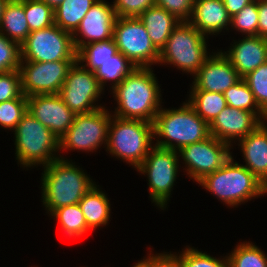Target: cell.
Segmentation results:
<instances>
[{"label": "cell", "instance_id": "5b68a950", "mask_svg": "<svg viewBox=\"0 0 267 267\" xmlns=\"http://www.w3.org/2000/svg\"><path fill=\"white\" fill-rule=\"evenodd\" d=\"M108 127L107 150L136 169L152 149L153 123L140 119H123L112 115Z\"/></svg>", "mask_w": 267, "mask_h": 267}, {"label": "cell", "instance_id": "ba28073f", "mask_svg": "<svg viewBox=\"0 0 267 267\" xmlns=\"http://www.w3.org/2000/svg\"><path fill=\"white\" fill-rule=\"evenodd\" d=\"M21 61L53 62L77 60L72 33L56 24L30 32L20 45Z\"/></svg>", "mask_w": 267, "mask_h": 267}, {"label": "cell", "instance_id": "d4e9b609", "mask_svg": "<svg viewBox=\"0 0 267 267\" xmlns=\"http://www.w3.org/2000/svg\"><path fill=\"white\" fill-rule=\"evenodd\" d=\"M98 0H64L55 10V24L70 33H73Z\"/></svg>", "mask_w": 267, "mask_h": 267}, {"label": "cell", "instance_id": "7402d4cb", "mask_svg": "<svg viewBox=\"0 0 267 267\" xmlns=\"http://www.w3.org/2000/svg\"><path fill=\"white\" fill-rule=\"evenodd\" d=\"M138 18L144 24L152 44L159 52L165 46L172 31L181 23L175 15L157 5L149 7Z\"/></svg>", "mask_w": 267, "mask_h": 267}, {"label": "cell", "instance_id": "8992f818", "mask_svg": "<svg viewBox=\"0 0 267 267\" xmlns=\"http://www.w3.org/2000/svg\"><path fill=\"white\" fill-rule=\"evenodd\" d=\"M14 132L16 159L24 167L35 164L45 166L62 158L53 154L59 152V138L28 111Z\"/></svg>", "mask_w": 267, "mask_h": 267}, {"label": "cell", "instance_id": "3957f363", "mask_svg": "<svg viewBox=\"0 0 267 267\" xmlns=\"http://www.w3.org/2000/svg\"><path fill=\"white\" fill-rule=\"evenodd\" d=\"M156 146L179 151L181 148L207 139L210 136L209 124L204 121L187 102L179 109H163L153 122Z\"/></svg>", "mask_w": 267, "mask_h": 267}, {"label": "cell", "instance_id": "44dd1931", "mask_svg": "<svg viewBox=\"0 0 267 267\" xmlns=\"http://www.w3.org/2000/svg\"><path fill=\"white\" fill-rule=\"evenodd\" d=\"M262 123L256 130L240 139L239 146L246 165L260 181L267 175V126Z\"/></svg>", "mask_w": 267, "mask_h": 267}, {"label": "cell", "instance_id": "d6a6232c", "mask_svg": "<svg viewBox=\"0 0 267 267\" xmlns=\"http://www.w3.org/2000/svg\"><path fill=\"white\" fill-rule=\"evenodd\" d=\"M248 84L260 110L267 116V62L243 78Z\"/></svg>", "mask_w": 267, "mask_h": 267}, {"label": "cell", "instance_id": "8d00e7d4", "mask_svg": "<svg viewBox=\"0 0 267 267\" xmlns=\"http://www.w3.org/2000/svg\"><path fill=\"white\" fill-rule=\"evenodd\" d=\"M20 45L0 33V74L19 70Z\"/></svg>", "mask_w": 267, "mask_h": 267}, {"label": "cell", "instance_id": "74e56055", "mask_svg": "<svg viewBox=\"0 0 267 267\" xmlns=\"http://www.w3.org/2000/svg\"><path fill=\"white\" fill-rule=\"evenodd\" d=\"M22 94L19 70L0 74V103L19 98Z\"/></svg>", "mask_w": 267, "mask_h": 267}, {"label": "cell", "instance_id": "9a60e30c", "mask_svg": "<svg viewBox=\"0 0 267 267\" xmlns=\"http://www.w3.org/2000/svg\"><path fill=\"white\" fill-rule=\"evenodd\" d=\"M265 120L267 116L263 112H250L226 106L209 124L210 135L231 146L234 139L244 138Z\"/></svg>", "mask_w": 267, "mask_h": 267}, {"label": "cell", "instance_id": "7bdbcfd3", "mask_svg": "<svg viewBox=\"0 0 267 267\" xmlns=\"http://www.w3.org/2000/svg\"><path fill=\"white\" fill-rule=\"evenodd\" d=\"M252 1L253 0H223L224 6L231 17L236 13L240 12L246 5H248Z\"/></svg>", "mask_w": 267, "mask_h": 267}, {"label": "cell", "instance_id": "52a82bcc", "mask_svg": "<svg viewBox=\"0 0 267 267\" xmlns=\"http://www.w3.org/2000/svg\"><path fill=\"white\" fill-rule=\"evenodd\" d=\"M208 57L205 36L188 21H181L159 52L160 63L173 64L194 75Z\"/></svg>", "mask_w": 267, "mask_h": 267}, {"label": "cell", "instance_id": "1f68e13d", "mask_svg": "<svg viewBox=\"0 0 267 267\" xmlns=\"http://www.w3.org/2000/svg\"><path fill=\"white\" fill-rule=\"evenodd\" d=\"M223 95L226 99L227 106L250 112H262L248 84L243 78L228 88Z\"/></svg>", "mask_w": 267, "mask_h": 267}, {"label": "cell", "instance_id": "cb8c5ba5", "mask_svg": "<svg viewBox=\"0 0 267 267\" xmlns=\"http://www.w3.org/2000/svg\"><path fill=\"white\" fill-rule=\"evenodd\" d=\"M87 226L92 230L106 225L110 219V202L95 185L79 201Z\"/></svg>", "mask_w": 267, "mask_h": 267}, {"label": "cell", "instance_id": "4dcf8cb0", "mask_svg": "<svg viewBox=\"0 0 267 267\" xmlns=\"http://www.w3.org/2000/svg\"><path fill=\"white\" fill-rule=\"evenodd\" d=\"M24 12L30 32L55 24L54 9L40 0H24Z\"/></svg>", "mask_w": 267, "mask_h": 267}, {"label": "cell", "instance_id": "484cf974", "mask_svg": "<svg viewBox=\"0 0 267 267\" xmlns=\"http://www.w3.org/2000/svg\"><path fill=\"white\" fill-rule=\"evenodd\" d=\"M188 103L208 124L227 106L223 93L191 90Z\"/></svg>", "mask_w": 267, "mask_h": 267}, {"label": "cell", "instance_id": "8fae6325", "mask_svg": "<svg viewBox=\"0 0 267 267\" xmlns=\"http://www.w3.org/2000/svg\"><path fill=\"white\" fill-rule=\"evenodd\" d=\"M79 64L77 60L73 63L58 92L59 97L75 115L91 113L102 108L93 105L103 91L95 72L83 65L78 66Z\"/></svg>", "mask_w": 267, "mask_h": 267}, {"label": "cell", "instance_id": "277c9868", "mask_svg": "<svg viewBox=\"0 0 267 267\" xmlns=\"http://www.w3.org/2000/svg\"><path fill=\"white\" fill-rule=\"evenodd\" d=\"M198 183L233 207L266 194L261 181L244 165L234 162L232 155L221 168L205 175Z\"/></svg>", "mask_w": 267, "mask_h": 267}, {"label": "cell", "instance_id": "5bb4252c", "mask_svg": "<svg viewBox=\"0 0 267 267\" xmlns=\"http://www.w3.org/2000/svg\"><path fill=\"white\" fill-rule=\"evenodd\" d=\"M230 147L228 143L210 135L203 141L181 148L178 154L179 157L182 156L186 164L189 177L198 182L205 175L223 166L231 157Z\"/></svg>", "mask_w": 267, "mask_h": 267}, {"label": "cell", "instance_id": "7dc6e473", "mask_svg": "<svg viewBox=\"0 0 267 267\" xmlns=\"http://www.w3.org/2000/svg\"><path fill=\"white\" fill-rule=\"evenodd\" d=\"M261 187L267 193V175L261 180Z\"/></svg>", "mask_w": 267, "mask_h": 267}, {"label": "cell", "instance_id": "6da1fadb", "mask_svg": "<svg viewBox=\"0 0 267 267\" xmlns=\"http://www.w3.org/2000/svg\"><path fill=\"white\" fill-rule=\"evenodd\" d=\"M152 68L136 67L113 91L118 107L114 116L153 123L159 110L160 87Z\"/></svg>", "mask_w": 267, "mask_h": 267}, {"label": "cell", "instance_id": "836d02e7", "mask_svg": "<svg viewBox=\"0 0 267 267\" xmlns=\"http://www.w3.org/2000/svg\"><path fill=\"white\" fill-rule=\"evenodd\" d=\"M27 113V96L22 94L19 98L0 103V125L6 129L14 130L22 117Z\"/></svg>", "mask_w": 267, "mask_h": 267}, {"label": "cell", "instance_id": "30bf717a", "mask_svg": "<svg viewBox=\"0 0 267 267\" xmlns=\"http://www.w3.org/2000/svg\"><path fill=\"white\" fill-rule=\"evenodd\" d=\"M178 151L154 146L137 168L148 175L150 197L160 208L164 209L169 200L178 172Z\"/></svg>", "mask_w": 267, "mask_h": 267}, {"label": "cell", "instance_id": "bcb514c9", "mask_svg": "<svg viewBox=\"0 0 267 267\" xmlns=\"http://www.w3.org/2000/svg\"><path fill=\"white\" fill-rule=\"evenodd\" d=\"M8 2L9 0H0V23H1L4 8Z\"/></svg>", "mask_w": 267, "mask_h": 267}, {"label": "cell", "instance_id": "f546056e", "mask_svg": "<svg viewBox=\"0 0 267 267\" xmlns=\"http://www.w3.org/2000/svg\"><path fill=\"white\" fill-rule=\"evenodd\" d=\"M227 257L229 267H267L265 253L249 242L237 245Z\"/></svg>", "mask_w": 267, "mask_h": 267}, {"label": "cell", "instance_id": "2e32d148", "mask_svg": "<svg viewBox=\"0 0 267 267\" xmlns=\"http://www.w3.org/2000/svg\"><path fill=\"white\" fill-rule=\"evenodd\" d=\"M116 18L113 5H109L105 0H98L94 3L72 33L75 50L78 52L84 45L92 42L112 39ZM79 34L87 41L78 38Z\"/></svg>", "mask_w": 267, "mask_h": 267}, {"label": "cell", "instance_id": "7c38bea8", "mask_svg": "<svg viewBox=\"0 0 267 267\" xmlns=\"http://www.w3.org/2000/svg\"><path fill=\"white\" fill-rule=\"evenodd\" d=\"M111 117L104 107L76 115L70 128L59 138V149L93 151L103 143L107 145Z\"/></svg>", "mask_w": 267, "mask_h": 267}, {"label": "cell", "instance_id": "d590c367", "mask_svg": "<svg viewBox=\"0 0 267 267\" xmlns=\"http://www.w3.org/2000/svg\"><path fill=\"white\" fill-rule=\"evenodd\" d=\"M175 256L180 260L182 267H229L227 256L220 260L190 247L183 250L179 256Z\"/></svg>", "mask_w": 267, "mask_h": 267}, {"label": "cell", "instance_id": "7a4b0ae2", "mask_svg": "<svg viewBox=\"0 0 267 267\" xmlns=\"http://www.w3.org/2000/svg\"><path fill=\"white\" fill-rule=\"evenodd\" d=\"M42 199L50 214L64 206L78 204L95 184L76 165L58 158L44 166Z\"/></svg>", "mask_w": 267, "mask_h": 267}, {"label": "cell", "instance_id": "83f0119b", "mask_svg": "<svg viewBox=\"0 0 267 267\" xmlns=\"http://www.w3.org/2000/svg\"><path fill=\"white\" fill-rule=\"evenodd\" d=\"M118 53V48L112 39L101 42H92L84 45L77 52V61L82 64L84 62V67H88L89 70L95 72L103 62H105L110 57Z\"/></svg>", "mask_w": 267, "mask_h": 267}, {"label": "cell", "instance_id": "ffe728a7", "mask_svg": "<svg viewBox=\"0 0 267 267\" xmlns=\"http://www.w3.org/2000/svg\"><path fill=\"white\" fill-rule=\"evenodd\" d=\"M190 18L188 22L204 36L215 35L231 23L223 0H195Z\"/></svg>", "mask_w": 267, "mask_h": 267}, {"label": "cell", "instance_id": "f6af8a7d", "mask_svg": "<svg viewBox=\"0 0 267 267\" xmlns=\"http://www.w3.org/2000/svg\"><path fill=\"white\" fill-rule=\"evenodd\" d=\"M45 2L48 6L52 7L54 10L62 3L64 0H40Z\"/></svg>", "mask_w": 267, "mask_h": 267}, {"label": "cell", "instance_id": "f35d334b", "mask_svg": "<svg viewBox=\"0 0 267 267\" xmlns=\"http://www.w3.org/2000/svg\"><path fill=\"white\" fill-rule=\"evenodd\" d=\"M113 8L117 17H139L155 0H114Z\"/></svg>", "mask_w": 267, "mask_h": 267}, {"label": "cell", "instance_id": "ac0fdd59", "mask_svg": "<svg viewBox=\"0 0 267 267\" xmlns=\"http://www.w3.org/2000/svg\"><path fill=\"white\" fill-rule=\"evenodd\" d=\"M209 55L199 71L193 75L192 90L224 93L242 78L232 66L223 52Z\"/></svg>", "mask_w": 267, "mask_h": 267}, {"label": "cell", "instance_id": "f1b7e54d", "mask_svg": "<svg viewBox=\"0 0 267 267\" xmlns=\"http://www.w3.org/2000/svg\"><path fill=\"white\" fill-rule=\"evenodd\" d=\"M51 216L59 221L61 228L69 237L76 238L90 230L79 204L60 207L54 210Z\"/></svg>", "mask_w": 267, "mask_h": 267}, {"label": "cell", "instance_id": "ee69618b", "mask_svg": "<svg viewBox=\"0 0 267 267\" xmlns=\"http://www.w3.org/2000/svg\"><path fill=\"white\" fill-rule=\"evenodd\" d=\"M133 267H153V254H149V257L136 263Z\"/></svg>", "mask_w": 267, "mask_h": 267}, {"label": "cell", "instance_id": "4316f807", "mask_svg": "<svg viewBox=\"0 0 267 267\" xmlns=\"http://www.w3.org/2000/svg\"><path fill=\"white\" fill-rule=\"evenodd\" d=\"M136 68L121 52L107 59L95 71L99 86L104 90L105 82L112 81V89Z\"/></svg>", "mask_w": 267, "mask_h": 267}, {"label": "cell", "instance_id": "60d3db41", "mask_svg": "<svg viewBox=\"0 0 267 267\" xmlns=\"http://www.w3.org/2000/svg\"><path fill=\"white\" fill-rule=\"evenodd\" d=\"M153 267H182L180 260L175 254H156L153 255Z\"/></svg>", "mask_w": 267, "mask_h": 267}, {"label": "cell", "instance_id": "603a6c76", "mask_svg": "<svg viewBox=\"0 0 267 267\" xmlns=\"http://www.w3.org/2000/svg\"><path fill=\"white\" fill-rule=\"evenodd\" d=\"M0 33L19 45L26 40L30 29L24 12V0H9L6 4L0 23Z\"/></svg>", "mask_w": 267, "mask_h": 267}, {"label": "cell", "instance_id": "9c48e42d", "mask_svg": "<svg viewBox=\"0 0 267 267\" xmlns=\"http://www.w3.org/2000/svg\"><path fill=\"white\" fill-rule=\"evenodd\" d=\"M113 40L121 52L136 67L150 68L159 63V51L152 44L148 32L138 17H117Z\"/></svg>", "mask_w": 267, "mask_h": 267}, {"label": "cell", "instance_id": "ab89813d", "mask_svg": "<svg viewBox=\"0 0 267 267\" xmlns=\"http://www.w3.org/2000/svg\"><path fill=\"white\" fill-rule=\"evenodd\" d=\"M195 0H155L156 5L175 15L181 21H188Z\"/></svg>", "mask_w": 267, "mask_h": 267}, {"label": "cell", "instance_id": "b9f144b4", "mask_svg": "<svg viewBox=\"0 0 267 267\" xmlns=\"http://www.w3.org/2000/svg\"><path fill=\"white\" fill-rule=\"evenodd\" d=\"M258 36L267 38V0H257Z\"/></svg>", "mask_w": 267, "mask_h": 267}, {"label": "cell", "instance_id": "e575fe53", "mask_svg": "<svg viewBox=\"0 0 267 267\" xmlns=\"http://www.w3.org/2000/svg\"><path fill=\"white\" fill-rule=\"evenodd\" d=\"M258 22L257 0H253L231 17L230 24L238 32H244L246 36H258Z\"/></svg>", "mask_w": 267, "mask_h": 267}, {"label": "cell", "instance_id": "d6986e66", "mask_svg": "<svg viewBox=\"0 0 267 267\" xmlns=\"http://www.w3.org/2000/svg\"><path fill=\"white\" fill-rule=\"evenodd\" d=\"M223 55L230 61L241 78L267 62V38L246 36Z\"/></svg>", "mask_w": 267, "mask_h": 267}, {"label": "cell", "instance_id": "e0dca14e", "mask_svg": "<svg viewBox=\"0 0 267 267\" xmlns=\"http://www.w3.org/2000/svg\"><path fill=\"white\" fill-rule=\"evenodd\" d=\"M27 111L58 138L67 132L76 116L58 94L27 97Z\"/></svg>", "mask_w": 267, "mask_h": 267}, {"label": "cell", "instance_id": "4fadbf2b", "mask_svg": "<svg viewBox=\"0 0 267 267\" xmlns=\"http://www.w3.org/2000/svg\"><path fill=\"white\" fill-rule=\"evenodd\" d=\"M75 61H20L19 72L23 94L27 97L37 94H58Z\"/></svg>", "mask_w": 267, "mask_h": 267}]
</instances>
